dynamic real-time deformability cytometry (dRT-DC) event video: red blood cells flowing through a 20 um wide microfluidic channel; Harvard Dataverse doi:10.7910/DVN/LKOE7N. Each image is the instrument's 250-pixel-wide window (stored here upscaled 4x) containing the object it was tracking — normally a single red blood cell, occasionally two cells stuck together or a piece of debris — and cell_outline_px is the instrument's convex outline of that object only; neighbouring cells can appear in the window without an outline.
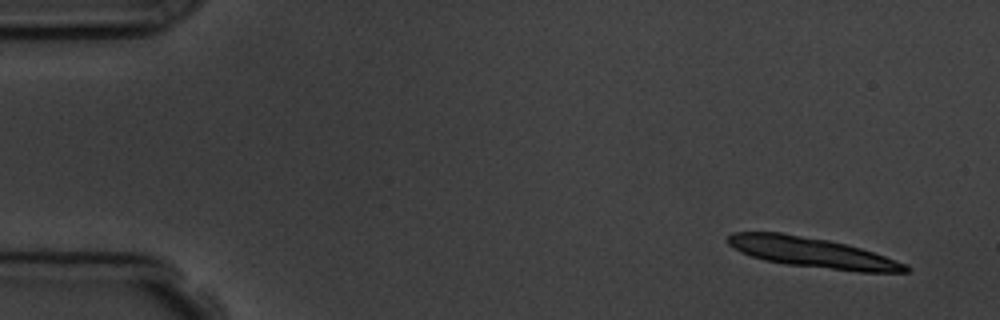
{"species": "common noctule bat (a hibernating species)", "species_latin": "Nyctalus noctula", "temperature_condition": "room temperature", "stored_images_in_passage": 6, "camera_frame_rate_fps": 3000, "um_per_image_px": 0.085, "animal": {"sex": "male", "body_mass_g": 19.5, "forearm_length_mm": 54.6}, "frame": {"image": 1, "passage_image": 1, "time_ms": 0.0, "image_size_px": [1000, 320], "cell_outline_px": [[912, 268], [908, 272], [860, 272], [788, 264], [764, 260], [740, 252], [728, 244], [724, 240], [732, 232], [780, 232], [828, 240], [860, 248], [908, 264]], "centroid_in_image_um": [69.02, 21.46], "position_along_channel_um": 16.0, "area_um2": 31.04}}